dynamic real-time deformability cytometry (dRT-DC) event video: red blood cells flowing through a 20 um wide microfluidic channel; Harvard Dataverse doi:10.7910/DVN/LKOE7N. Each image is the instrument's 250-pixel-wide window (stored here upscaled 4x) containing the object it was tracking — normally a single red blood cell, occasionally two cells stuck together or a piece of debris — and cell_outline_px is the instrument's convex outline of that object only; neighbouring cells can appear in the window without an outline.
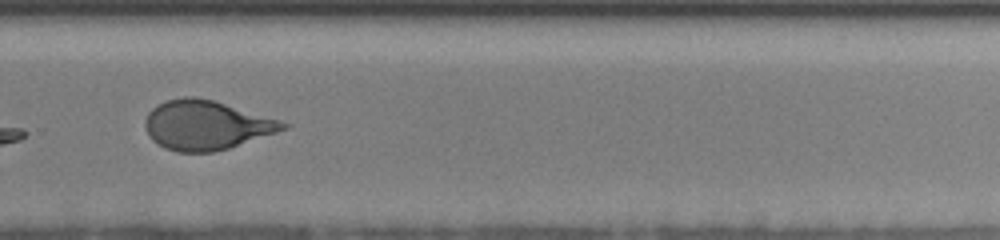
{"species": "human", "species_latin": "Homo sapiens", "temperature_condition": "cold", "stored_images_in_passage": 19, "camera_frame_rate_fps": 3000, "um_per_image_px": 0.085, "donor": {"sex": "female"}, "frame": {"image": 1, "passage_image": 16, "time_ms": 13.0, "image_size_px": [1000, 240], "cell_outline_px": [[292, 124], [288, 128], [228, 148], [212, 152], [176, 152], [164, 148], [152, 140], [148, 136], [144, 124], [144, 120], [148, 112], [156, 104], [168, 100], [184, 96], [196, 96], [212, 100]], "centroid_in_image_um": [17.47, 10.63], "position_along_channel_um": 312.3, "area_um2": 39.42}}